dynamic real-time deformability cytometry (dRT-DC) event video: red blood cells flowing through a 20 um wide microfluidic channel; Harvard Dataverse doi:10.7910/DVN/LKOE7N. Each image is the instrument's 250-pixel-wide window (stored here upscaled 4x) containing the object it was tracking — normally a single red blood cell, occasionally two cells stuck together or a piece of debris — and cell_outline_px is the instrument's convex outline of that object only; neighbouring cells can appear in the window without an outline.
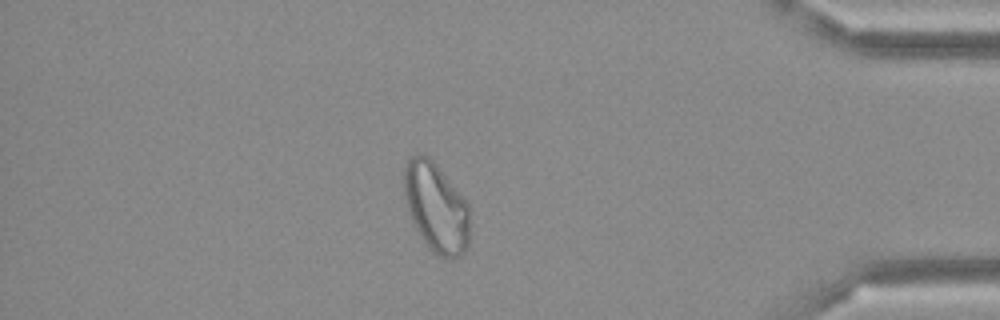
{"species": "Egyptian fruit bat (a non-hibernating species)", "species_latin": "Rousettus aegyptiacus", "temperature_condition": "cold", "stored_images_in_passage": 49, "camera_frame_rate_fps": 3000, "um_per_image_px": 0.085, "frame": {"image": 1, "passage_image": 42, "time_ms": 13.667, "image_size_px": [1000, 320], "cell_outline_px": [[468, 248], [460, 256], [448, 260], [440, 256], [424, 244], [412, 220], [404, 196], [404, 164], [408, 156], [416, 152], [424, 152], [436, 164], [468, 204]], "centroid_in_image_um": [37.03, 17.6], "position_along_channel_um": 398.2, "area_um2": 34.33}}